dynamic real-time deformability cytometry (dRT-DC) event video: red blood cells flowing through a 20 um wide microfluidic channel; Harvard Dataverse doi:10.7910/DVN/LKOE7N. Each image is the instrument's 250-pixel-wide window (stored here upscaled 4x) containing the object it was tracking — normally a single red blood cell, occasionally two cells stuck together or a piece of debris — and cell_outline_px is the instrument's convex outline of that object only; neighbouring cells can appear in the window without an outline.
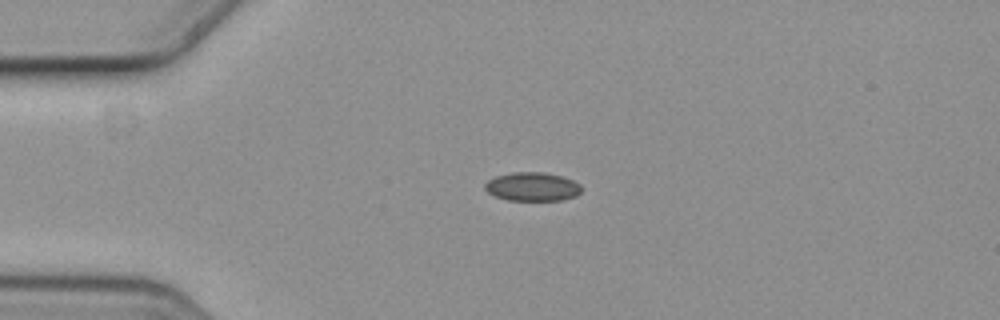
{"species": "common noctule bat (a hibernating species)", "species_latin": "Nyctalus noctula", "temperature_condition": "cold", "stored_images_in_passage": 6, "camera_frame_rate_fps": 3000, "um_per_image_px": 0.085, "animal": {"sex": "female", "body_mass_g": 19.3, "forearm_length_mm": 54.1}, "frame": {"image": 1, "passage_image": 4, "time_ms": 1.0, "image_size_px": [1000, 320], "cell_outline_px": [[580, 192], [576, 196], [560, 200], [508, 200], [496, 196], [488, 192], [484, 188], [484, 184], [488, 180], [496, 176], [512, 172], [544, 172], [560, 176], [572, 180], [580, 184]], "centroid_in_image_um": [45.23, 15.86], "position_along_channel_um": 39.8, "area_um2": 16.01}}
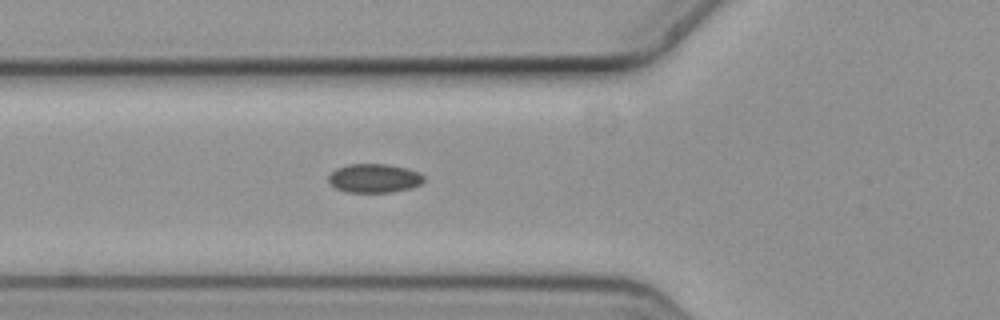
{"frame": {"image": 2, "passage_image": 6, "time_ms": 1.667, "image_size_px": [1000, 320], "cell_outline_px": [[424, 180], [420, 184], [408, 188], [392, 192], [348, 192], [336, 188], [328, 180], [328, 176], [336, 168], [348, 164], [388, 164], [408, 168], [424, 176]], "centroid_in_image_um": [31.79, 15.14], "position_along_channel_um": 94.0, "area_um2": 15.9}}